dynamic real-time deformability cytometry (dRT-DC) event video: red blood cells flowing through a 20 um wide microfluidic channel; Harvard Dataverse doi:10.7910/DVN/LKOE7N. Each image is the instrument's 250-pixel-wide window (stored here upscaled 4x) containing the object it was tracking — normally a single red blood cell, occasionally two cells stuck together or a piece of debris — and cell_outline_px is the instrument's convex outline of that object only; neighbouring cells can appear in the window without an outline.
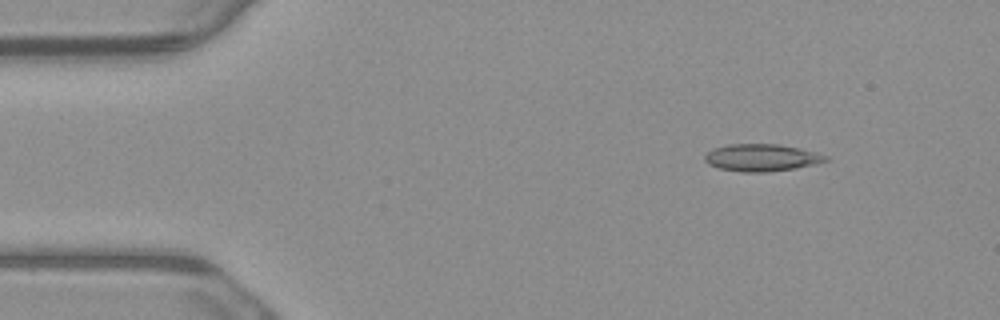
{"species": "common noctule bat (a hibernating species)", "species_latin": "Nyctalus noctula", "temperature_condition": "warm", "stored_images_in_passage": 4, "camera_frame_rate_fps": 3000, "um_per_image_px": 0.085, "animal": {"sex": "male", "body_mass_g": 23.1, "forearm_length_mm": 52.7}, "frame": {"image": 1, "passage_image": 2, "time_ms": 0.333, "image_size_px": [1000, 320], "cell_outline_px": [[832, 160], [816, 164], [796, 168], [768, 172], [740, 172], [720, 168], [708, 164], [704, 160], [704, 156], [712, 148], [728, 144], [776, 144], [816, 152], [828, 156]], "centroid_in_image_um": [64.75, 13.4], "position_along_channel_um": 20.3, "area_um2": 19.25}}